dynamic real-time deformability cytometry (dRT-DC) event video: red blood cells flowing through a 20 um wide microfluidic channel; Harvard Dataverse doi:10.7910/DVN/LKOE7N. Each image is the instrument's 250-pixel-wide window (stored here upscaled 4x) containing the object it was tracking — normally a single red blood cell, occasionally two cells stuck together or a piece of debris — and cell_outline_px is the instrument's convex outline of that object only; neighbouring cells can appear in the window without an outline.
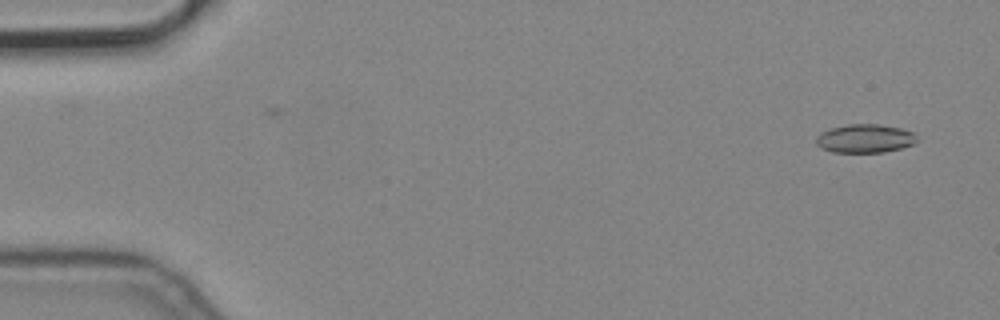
{"species": "common noctule bat (a hibernating species)", "species_latin": "Nyctalus noctula", "temperature_condition": "cold", "stored_images_in_passage": 3, "camera_frame_rate_fps": 3000, "um_per_image_px": 0.085, "animal": {"sex": "male", "body_mass_g": 19.2, "forearm_length_mm": 51.8}, "frame": {"image": 1, "passage_image": 3, "time_ms": 0.667, "image_size_px": [1000, 320], "cell_outline_px": [[920, 140], [912, 144], [900, 148], [884, 152], [832, 152], [816, 144], [816, 136], [820, 132], [832, 128], [848, 124], [876, 124], [900, 128], [916, 132]], "centroid_in_image_um": [73.56, 11.76], "position_along_channel_um": 11.4, "area_um2": 16.82}}